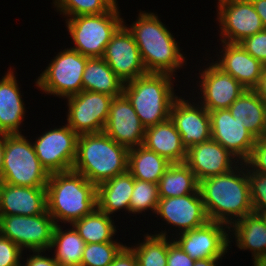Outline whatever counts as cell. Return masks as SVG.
Here are the masks:
<instances>
[{"label":"cell","mask_w":266,"mask_h":266,"mask_svg":"<svg viewBox=\"0 0 266 266\" xmlns=\"http://www.w3.org/2000/svg\"><path fill=\"white\" fill-rule=\"evenodd\" d=\"M239 164L225 174L204 178L199 182L209 221L230 227L236 220L253 212L245 163Z\"/></svg>","instance_id":"6da1fadb"},{"label":"cell","mask_w":266,"mask_h":266,"mask_svg":"<svg viewBox=\"0 0 266 266\" xmlns=\"http://www.w3.org/2000/svg\"><path fill=\"white\" fill-rule=\"evenodd\" d=\"M138 15L127 29L134 37L147 73L175 75L186 61L178 42L154 13L142 11Z\"/></svg>","instance_id":"7a4b0ae2"},{"label":"cell","mask_w":266,"mask_h":266,"mask_svg":"<svg viewBox=\"0 0 266 266\" xmlns=\"http://www.w3.org/2000/svg\"><path fill=\"white\" fill-rule=\"evenodd\" d=\"M47 211L58 222L72 225L97 208L96 185L81 173H52L46 185Z\"/></svg>","instance_id":"3957f363"},{"label":"cell","mask_w":266,"mask_h":266,"mask_svg":"<svg viewBox=\"0 0 266 266\" xmlns=\"http://www.w3.org/2000/svg\"><path fill=\"white\" fill-rule=\"evenodd\" d=\"M128 151L105 132L82 134L72 169L97 186L127 171Z\"/></svg>","instance_id":"277c9868"},{"label":"cell","mask_w":266,"mask_h":266,"mask_svg":"<svg viewBox=\"0 0 266 266\" xmlns=\"http://www.w3.org/2000/svg\"><path fill=\"white\" fill-rule=\"evenodd\" d=\"M172 77L168 73H147L124 84L123 94L145 128L170 118L171 106L178 97Z\"/></svg>","instance_id":"5b68a950"},{"label":"cell","mask_w":266,"mask_h":266,"mask_svg":"<svg viewBox=\"0 0 266 266\" xmlns=\"http://www.w3.org/2000/svg\"><path fill=\"white\" fill-rule=\"evenodd\" d=\"M23 134L5 138L0 182L24 187H46L50 174L40 163L33 144Z\"/></svg>","instance_id":"8992f818"},{"label":"cell","mask_w":266,"mask_h":266,"mask_svg":"<svg viewBox=\"0 0 266 266\" xmlns=\"http://www.w3.org/2000/svg\"><path fill=\"white\" fill-rule=\"evenodd\" d=\"M117 5L102 14L67 18L66 26L75 44L70 48L89 58L103 57L111 37L124 23Z\"/></svg>","instance_id":"52a82bcc"},{"label":"cell","mask_w":266,"mask_h":266,"mask_svg":"<svg viewBox=\"0 0 266 266\" xmlns=\"http://www.w3.org/2000/svg\"><path fill=\"white\" fill-rule=\"evenodd\" d=\"M88 58L72 48L60 51L36 79L37 88L63 98L79 94Z\"/></svg>","instance_id":"ba28073f"},{"label":"cell","mask_w":266,"mask_h":266,"mask_svg":"<svg viewBox=\"0 0 266 266\" xmlns=\"http://www.w3.org/2000/svg\"><path fill=\"white\" fill-rule=\"evenodd\" d=\"M56 225L47 210L35 216H0V235L10 239L22 250L45 252L50 250Z\"/></svg>","instance_id":"9c48e42d"},{"label":"cell","mask_w":266,"mask_h":266,"mask_svg":"<svg viewBox=\"0 0 266 266\" xmlns=\"http://www.w3.org/2000/svg\"><path fill=\"white\" fill-rule=\"evenodd\" d=\"M113 96L81 91L67 98V125L79 136L103 132Z\"/></svg>","instance_id":"30bf717a"},{"label":"cell","mask_w":266,"mask_h":266,"mask_svg":"<svg viewBox=\"0 0 266 266\" xmlns=\"http://www.w3.org/2000/svg\"><path fill=\"white\" fill-rule=\"evenodd\" d=\"M78 135L67 124L46 131L32 142L35 153L49 174L72 170Z\"/></svg>","instance_id":"8fae6325"},{"label":"cell","mask_w":266,"mask_h":266,"mask_svg":"<svg viewBox=\"0 0 266 266\" xmlns=\"http://www.w3.org/2000/svg\"><path fill=\"white\" fill-rule=\"evenodd\" d=\"M218 16L222 42L240 43L264 30L251 0H218Z\"/></svg>","instance_id":"7c38bea8"},{"label":"cell","mask_w":266,"mask_h":266,"mask_svg":"<svg viewBox=\"0 0 266 266\" xmlns=\"http://www.w3.org/2000/svg\"><path fill=\"white\" fill-rule=\"evenodd\" d=\"M229 230L224 223L208 221L201 227L178 233L177 236H180L174 241L194 260L222 258L231 242Z\"/></svg>","instance_id":"4fadbf2b"},{"label":"cell","mask_w":266,"mask_h":266,"mask_svg":"<svg viewBox=\"0 0 266 266\" xmlns=\"http://www.w3.org/2000/svg\"><path fill=\"white\" fill-rule=\"evenodd\" d=\"M102 58L124 84L147 74L134 37L124 23L111 37Z\"/></svg>","instance_id":"5bb4252c"},{"label":"cell","mask_w":266,"mask_h":266,"mask_svg":"<svg viewBox=\"0 0 266 266\" xmlns=\"http://www.w3.org/2000/svg\"><path fill=\"white\" fill-rule=\"evenodd\" d=\"M145 130L128 98L123 93L113 97L103 132L130 149L143 145Z\"/></svg>","instance_id":"9a60e30c"},{"label":"cell","mask_w":266,"mask_h":266,"mask_svg":"<svg viewBox=\"0 0 266 266\" xmlns=\"http://www.w3.org/2000/svg\"><path fill=\"white\" fill-rule=\"evenodd\" d=\"M177 97L170 109V119L181 135L182 145L190 147L211 139L210 115L202 105ZM197 105V106H196Z\"/></svg>","instance_id":"2e32d148"},{"label":"cell","mask_w":266,"mask_h":266,"mask_svg":"<svg viewBox=\"0 0 266 266\" xmlns=\"http://www.w3.org/2000/svg\"><path fill=\"white\" fill-rule=\"evenodd\" d=\"M155 214L167 224L178 227L179 233L201 227L209 221L200 192L159 198Z\"/></svg>","instance_id":"e0dca14e"},{"label":"cell","mask_w":266,"mask_h":266,"mask_svg":"<svg viewBox=\"0 0 266 266\" xmlns=\"http://www.w3.org/2000/svg\"><path fill=\"white\" fill-rule=\"evenodd\" d=\"M211 139L220 143L238 161L245 162L256 138L237 120L229 109L210 111Z\"/></svg>","instance_id":"ac0fdd59"},{"label":"cell","mask_w":266,"mask_h":266,"mask_svg":"<svg viewBox=\"0 0 266 266\" xmlns=\"http://www.w3.org/2000/svg\"><path fill=\"white\" fill-rule=\"evenodd\" d=\"M201 103L205 109L215 111L228 109L246 90L236 79L225 73L214 62L200 73Z\"/></svg>","instance_id":"d6986e66"},{"label":"cell","mask_w":266,"mask_h":266,"mask_svg":"<svg viewBox=\"0 0 266 266\" xmlns=\"http://www.w3.org/2000/svg\"><path fill=\"white\" fill-rule=\"evenodd\" d=\"M185 163L200 182L204 178L225 174L240 162L220 143L210 139L190 147Z\"/></svg>","instance_id":"ffe728a7"},{"label":"cell","mask_w":266,"mask_h":266,"mask_svg":"<svg viewBox=\"0 0 266 266\" xmlns=\"http://www.w3.org/2000/svg\"><path fill=\"white\" fill-rule=\"evenodd\" d=\"M46 210V187H24L0 182V216H35Z\"/></svg>","instance_id":"44dd1931"},{"label":"cell","mask_w":266,"mask_h":266,"mask_svg":"<svg viewBox=\"0 0 266 266\" xmlns=\"http://www.w3.org/2000/svg\"><path fill=\"white\" fill-rule=\"evenodd\" d=\"M223 43V50L214 63L231 75L246 89H254L262 76L265 65L251 56L240 43ZM221 58V59H220Z\"/></svg>","instance_id":"7402d4cb"},{"label":"cell","mask_w":266,"mask_h":266,"mask_svg":"<svg viewBox=\"0 0 266 266\" xmlns=\"http://www.w3.org/2000/svg\"><path fill=\"white\" fill-rule=\"evenodd\" d=\"M14 71L8 70L0 80V132L8 135L21 134L19 128L25 117L22 100Z\"/></svg>","instance_id":"603a6c76"},{"label":"cell","mask_w":266,"mask_h":266,"mask_svg":"<svg viewBox=\"0 0 266 266\" xmlns=\"http://www.w3.org/2000/svg\"><path fill=\"white\" fill-rule=\"evenodd\" d=\"M143 146L156 152L171 164L183 163L187 158V150L182 145L181 135L170 118L146 128Z\"/></svg>","instance_id":"cb8c5ba5"},{"label":"cell","mask_w":266,"mask_h":266,"mask_svg":"<svg viewBox=\"0 0 266 266\" xmlns=\"http://www.w3.org/2000/svg\"><path fill=\"white\" fill-rule=\"evenodd\" d=\"M134 177L126 171L96 186L97 208L109 216L125 209L130 213Z\"/></svg>","instance_id":"d4e9b609"},{"label":"cell","mask_w":266,"mask_h":266,"mask_svg":"<svg viewBox=\"0 0 266 266\" xmlns=\"http://www.w3.org/2000/svg\"><path fill=\"white\" fill-rule=\"evenodd\" d=\"M235 120L256 139L266 130V104L253 89H246L228 108Z\"/></svg>","instance_id":"484cf974"},{"label":"cell","mask_w":266,"mask_h":266,"mask_svg":"<svg viewBox=\"0 0 266 266\" xmlns=\"http://www.w3.org/2000/svg\"><path fill=\"white\" fill-rule=\"evenodd\" d=\"M229 228L238 248L250 250L253 261L266 257V225L258 213L252 212L236 220Z\"/></svg>","instance_id":"4316f807"},{"label":"cell","mask_w":266,"mask_h":266,"mask_svg":"<svg viewBox=\"0 0 266 266\" xmlns=\"http://www.w3.org/2000/svg\"><path fill=\"white\" fill-rule=\"evenodd\" d=\"M82 83L83 91L99 92L113 97L123 93L124 83L102 57L87 59Z\"/></svg>","instance_id":"83f0119b"},{"label":"cell","mask_w":266,"mask_h":266,"mask_svg":"<svg viewBox=\"0 0 266 266\" xmlns=\"http://www.w3.org/2000/svg\"><path fill=\"white\" fill-rule=\"evenodd\" d=\"M171 163L156 152L141 145L128 151L127 171L134 179L158 184Z\"/></svg>","instance_id":"f1b7e54d"},{"label":"cell","mask_w":266,"mask_h":266,"mask_svg":"<svg viewBox=\"0 0 266 266\" xmlns=\"http://www.w3.org/2000/svg\"><path fill=\"white\" fill-rule=\"evenodd\" d=\"M199 191V181L189 166L172 163L158 182L159 198L178 197Z\"/></svg>","instance_id":"f546056e"},{"label":"cell","mask_w":266,"mask_h":266,"mask_svg":"<svg viewBox=\"0 0 266 266\" xmlns=\"http://www.w3.org/2000/svg\"><path fill=\"white\" fill-rule=\"evenodd\" d=\"M113 221L111 216L96 208L72 225L86 244L116 242L113 240L117 232Z\"/></svg>","instance_id":"4dcf8cb0"},{"label":"cell","mask_w":266,"mask_h":266,"mask_svg":"<svg viewBox=\"0 0 266 266\" xmlns=\"http://www.w3.org/2000/svg\"><path fill=\"white\" fill-rule=\"evenodd\" d=\"M71 228L62 231L61 226L57 224L53 233L50 250L55 248L54 259L60 266L80 264L83 257L86 243L73 225Z\"/></svg>","instance_id":"1f68e13d"},{"label":"cell","mask_w":266,"mask_h":266,"mask_svg":"<svg viewBox=\"0 0 266 266\" xmlns=\"http://www.w3.org/2000/svg\"><path fill=\"white\" fill-rule=\"evenodd\" d=\"M144 242L130 248L134 251L140 266H167L168 236L167 231L147 234Z\"/></svg>","instance_id":"d6a6232c"},{"label":"cell","mask_w":266,"mask_h":266,"mask_svg":"<svg viewBox=\"0 0 266 266\" xmlns=\"http://www.w3.org/2000/svg\"><path fill=\"white\" fill-rule=\"evenodd\" d=\"M54 7L60 15L74 17L81 15H96L108 12L117 1L115 0H53Z\"/></svg>","instance_id":"836d02e7"},{"label":"cell","mask_w":266,"mask_h":266,"mask_svg":"<svg viewBox=\"0 0 266 266\" xmlns=\"http://www.w3.org/2000/svg\"><path fill=\"white\" fill-rule=\"evenodd\" d=\"M158 202V184L134 179V188L130 198V213L139 214L148 209L155 213Z\"/></svg>","instance_id":"e575fe53"},{"label":"cell","mask_w":266,"mask_h":266,"mask_svg":"<svg viewBox=\"0 0 266 266\" xmlns=\"http://www.w3.org/2000/svg\"><path fill=\"white\" fill-rule=\"evenodd\" d=\"M124 246L120 242L86 244L81 263L85 266H109Z\"/></svg>","instance_id":"d590c367"},{"label":"cell","mask_w":266,"mask_h":266,"mask_svg":"<svg viewBox=\"0 0 266 266\" xmlns=\"http://www.w3.org/2000/svg\"><path fill=\"white\" fill-rule=\"evenodd\" d=\"M250 186V196L253 209H266V174L252 171L245 164Z\"/></svg>","instance_id":"8d00e7d4"},{"label":"cell","mask_w":266,"mask_h":266,"mask_svg":"<svg viewBox=\"0 0 266 266\" xmlns=\"http://www.w3.org/2000/svg\"><path fill=\"white\" fill-rule=\"evenodd\" d=\"M240 44L251 56L266 66V30L245 38Z\"/></svg>","instance_id":"74e56055"},{"label":"cell","mask_w":266,"mask_h":266,"mask_svg":"<svg viewBox=\"0 0 266 266\" xmlns=\"http://www.w3.org/2000/svg\"><path fill=\"white\" fill-rule=\"evenodd\" d=\"M22 249L10 239L0 235V266H18L22 258Z\"/></svg>","instance_id":"f35d334b"},{"label":"cell","mask_w":266,"mask_h":266,"mask_svg":"<svg viewBox=\"0 0 266 266\" xmlns=\"http://www.w3.org/2000/svg\"><path fill=\"white\" fill-rule=\"evenodd\" d=\"M252 171L266 174V139H256L249 158L244 162Z\"/></svg>","instance_id":"ab89813d"},{"label":"cell","mask_w":266,"mask_h":266,"mask_svg":"<svg viewBox=\"0 0 266 266\" xmlns=\"http://www.w3.org/2000/svg\"><path fill=\"white\" fill-rule=\"evenodd\" d=\"M195 260L192 259L173 240H168L167 266H193Z\"/></svg>","instance_id":"60d3db41"},{"label":"cell","mask_w":266,"mask_h":266,"mask_svg":"<svg viewBox=\"0 0 266 266\" xmlns=\"http://www.w3.org/2000/svg\"><path fill=\"white\" fill-rule=\"evenodd\" d=\"M137 264L138 261L134 251L125 245L109 266H136Z\"/></svg>","instance_id":"b9f144b4"},{"label":"cell","mask_w":266,"mask_h":266,"mask_svg":"<svg viewBox=\"0 0 266 266\" xmlns=\"http://www.w3.org/2000/svg\"><path fill=\"white\" fill-rule=\"evenodd\" d=\"M32 252L33 254L26 259V266H60L54 257L42 256L41 250Z\"/></svg>","instance_id":"7bdbcfd3"},{"label":"cell","mask_w":266,"mask_h":266,"mask_svg":"<svg viewBox=\"0 0 266 266\" xmlns=\"http://www.w3.org/2000/svg\"><path fill=\"white\" fill-rule=\"evenodd\" d=\"M251 2L261 18L264 30H266V0H251Z\"/></svg>","instance_id":"ee69618b"},{"label":"cell","mask_w":266,"mask_h":266,"mask_svg":"<svg viewBox=\"0 0 266 266\" xmlns=\"http://www.w3.org/2000/svg\"><path fill=\"white\" fill-rule=\"evenodd\" d=\"M260 99L266 104V66L263 70L262 76L259 79L257 86L253 89Z\"/></svg>","instance_id":"f6af8a7d"},{"label":"cell","mask_w":266,"mask_h":266,"mask_svg":"<svg viewBox=\"0 0 266 266\" xmlns=\"http://www.w3.org/2000/svg\"><path fill=\"white\" fill-rule=\"evenodd\" d=\"M222 258H208L202 260H195L193 266H218V260Z\"/></svg>","instance_id":"bcb514c9"},{"label":"cell","mask_w":266,"mask_h":266,"mask_svg":"<svg viewBox=\"0 0 266 266\" xmlns=\"http://www.w3.org/2000/svg\"><path fill=\"white\" fill-rule=\"evenodd\" d=\"M8 134L0 132V179L2 177L3 170V158H4V148H5V138Z\"/></svg>","instance_id":"7dc6e473"},{"label":"cell","mask_w":266,"mask_h":266,"mask_svg":"<svg viewBox=\"0 0 266 266\" xmlns=\"http://www.w3.org/2000/svg\"><path fill=\"white\" fill-rule=\"evenodd\" d=\"M253 212L258 213L266 225V209H253Z\"/></svg>","instance_id":"c3c4849f"},{"label":"cell","mask_w":266,"mask_h":266,"mask_svg":"<svg viewBox=\"0 0 266 266\" xmlns=\"http://www.w3.org/2000/svg\"><path fill=\"white\" fill-rule=\"evenodd\" d=\"M254 266H266V257L258 258L253 261Z\"/></svg>","instance_id":"681fc988"},{"label":"cell","mask_w":266,"mask_h":266,"mask_svg":"<svg viewBox=\"0 0 266 266\" xmlns=\"http://www.w3.org/2000/svg\"><path fill=\"white\" fill-rule=\"evenodd\" d=\"M67 266H85V265H83L82 263H80V264H73V265H67Z\"/></svg>","instance_id":"f907efd6"},{"label":"cell","mask_w":266,"mask_h":266,"mask_svg":"<svg viewBox=\"0 0 266 266\" xmlns=\"http://www.w3.org/2000/svg\"><path fill=\"white\" fill-rule=\"evenodd\" d=\"M263 138H265V139H266V130H265V133H264V136H263Z\"/></svg>","instance_id":"816d5d0a"}]
</instances>
